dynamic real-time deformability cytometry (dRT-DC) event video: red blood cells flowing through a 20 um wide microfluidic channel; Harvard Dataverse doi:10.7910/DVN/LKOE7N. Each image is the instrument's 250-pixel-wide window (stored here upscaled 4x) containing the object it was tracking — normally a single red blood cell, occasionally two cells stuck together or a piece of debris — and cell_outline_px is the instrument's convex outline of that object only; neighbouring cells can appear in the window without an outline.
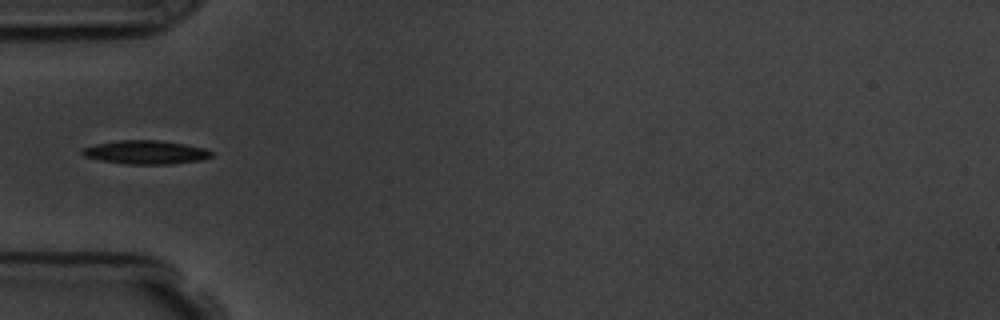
{"species": "common noctule bat (a hibernating species)", "species_latin": "Nyctalus noctula", "temperature_condition": "room temperature", "stored_images_in_passage": 39, "camera_frame_rate_fps": 3000, "um_per_image_px": 0.085, "animal": {"sex": "male", "body_mass_g": 19.5, "forearm_length_mm": 54.6}, "frame": {"image": 1, "passage_image": 1, "time_ms": 0.0, "image_size_px": [1000, 320], "cell_outline_px": [[212, 156], [200, 160], [172, 164], [124, 164], [100, 160], [84, 156], [80, 152], [80, 148], [96, 144], [120, 140], [160, 140], [184, 144], [204, 148], [212, 152]], "centroid_in_image_um": [12.35, 12.94], "position_along_channel_um": 72.7, "area_um2": 17.8}}
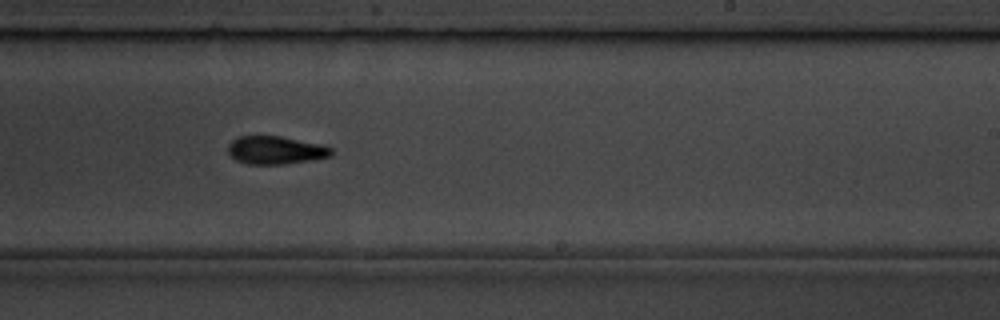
{"frame": {"image": 2, "passage_image": 17, "time_ms": 5.333, "image_size_px": [1000, 320], "cell_outline_px": [[332, 156], [312, 160], [284, 164], [248, 164], [236, 160], [228, 152], [228, 144], [232, 140], [240, 136], [280, 136], [320, 144], [332, 148]], "centroid_in_image_um": [23.42, 12.76], "position_along_channel_um": 265.6, "area_um2": 16.82}, "authors_computed_cell_mechanics": {"area_um2": 16.8198, "velocity_mm_per_s": 3.6184, "shape_relaxation_time_tau1_ms": 3.9638, "shape_relaxation_time_tau2_ms": 4.2951, "deformation_change_tau1": 0.1389, "deformation_change_tau2": 0.1175}}